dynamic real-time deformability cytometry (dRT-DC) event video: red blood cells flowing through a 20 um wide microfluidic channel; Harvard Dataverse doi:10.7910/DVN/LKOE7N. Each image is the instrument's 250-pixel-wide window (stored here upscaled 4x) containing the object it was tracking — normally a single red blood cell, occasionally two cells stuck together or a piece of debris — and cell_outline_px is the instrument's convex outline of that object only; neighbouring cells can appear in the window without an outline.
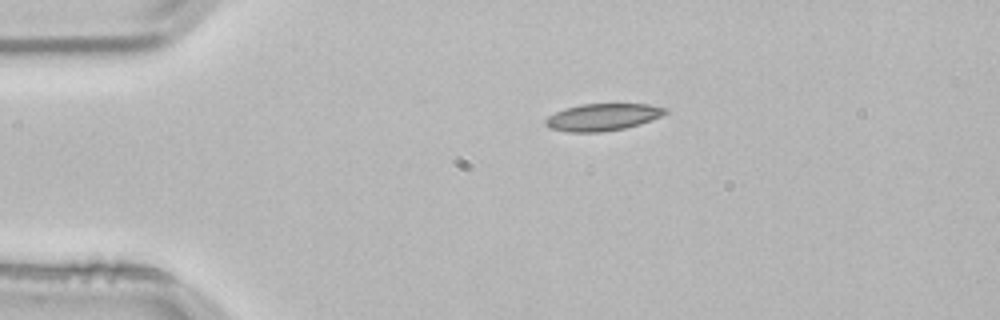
{"species": "common noctule bat (a hibernating species)", "species_latin": "Nyctalus noctula", "temperature_condition": "room temperature", "stored_images_in_passage": 43, "camera_frame_rate_fps": 3000, "um_per_image_px": 0.085, "animal": {"sex": "male", "body_mass_g": 21.5, "forearm_length_mm": 52.0}, "frame": {"image": 1, "passage_image": 1, "time_ms": 0.0, "image_size_px": [1000, 320], "cell_outline_px": [[668, 112], [660, 116], [640, 124], [624, 128], [600, 132], [568, 132], [548, 128], [544, 124], [544, 120], [548, 116], [564, 108], [580, 104], [648, 104], [668, 108]], "centroid_in_image_um": [51.19, 9.95], "position_along_channel_um": 33.8, "area_um2": 18.96}}
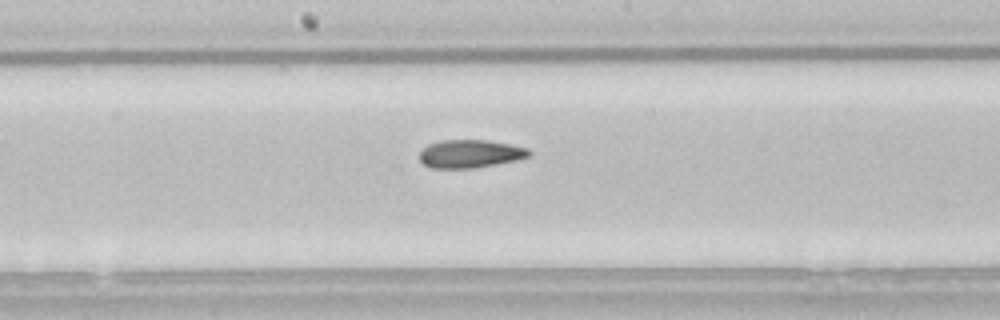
{"frame": {"image": 2, "passage_image": 18, "time_ms": 5.667, "image_size_px": [1000, 320], "cell_outline_px": [[532, 156], [516, 160], [496, 164], [472, 168], [432, 168], [424, 164], [420, 160], [420, 152], [428, 144], [440, 140], [488, 140], [528, 148], [532, 152]], "centroid_in_image_um": [39.98, 13.07], "position_along_channel_um": 208.2, "area_um2": 17.92}}
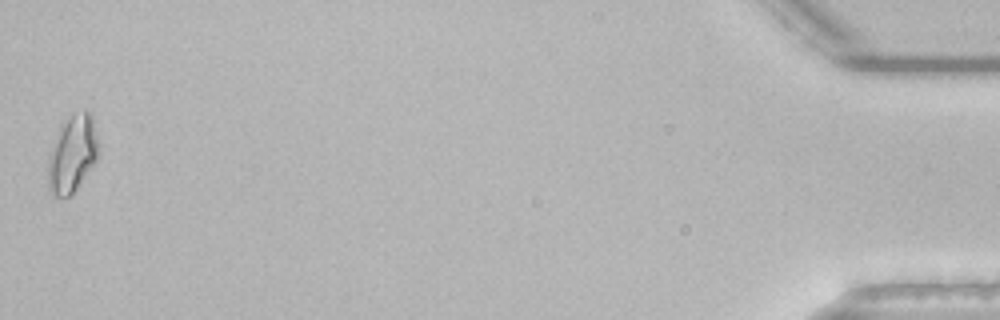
{"frame": {"image": 3, "passage_image": 43, "time_ms": 14.0, "image_size_px": [1000, 320], "cell_outline_px": [[100, 152], [96, 160], [72, 196], [56, 196], [48, 188], [48, 176], [52, 152], [60, 124], [64, 120], [72, 116], [84, 112], [92, 112], [100, 148]], "centroid_in_image_um": [6.21, 13.09], "position_along_channel_um": 429.0, "area_um2": 22.2}, "authors_computed_cell_mechanics": {"area_um2": 18.0914, "velocity_mm_per_s": 3.8216, "shape_relaxation_time_tau1_ms": null, "shape_relaxation_time_tau2_ms": 5.6489, "deformation_change_tau1": null, "deformation_change_tau2": 0.1269}}